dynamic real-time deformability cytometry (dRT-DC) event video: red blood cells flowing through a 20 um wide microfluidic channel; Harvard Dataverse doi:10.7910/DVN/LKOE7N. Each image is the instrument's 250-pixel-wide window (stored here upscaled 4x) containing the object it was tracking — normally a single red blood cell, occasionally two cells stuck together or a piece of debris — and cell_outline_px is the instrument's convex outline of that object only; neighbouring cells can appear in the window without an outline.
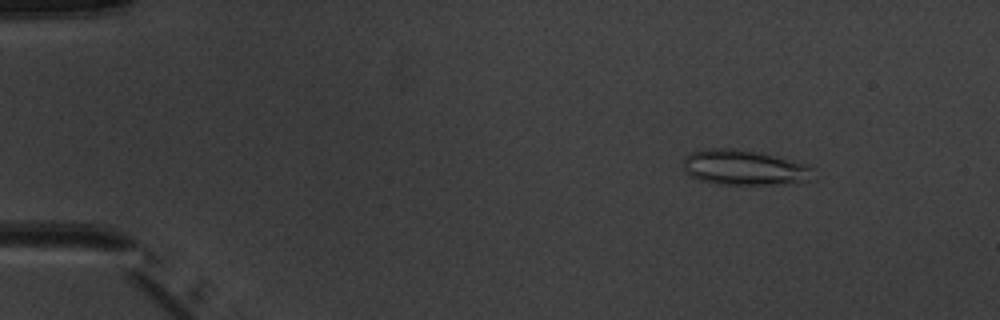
{"species": "common noctule bat (a hibernating species)", "species_latin": "Nyctalus noctula", "temperature_condition": "warm", "stored_images_in_passage": 7, "camera_frame_rate_fps": 3000, "um_per_image_px": 0.085, "animal": {"sex": "male", "body_mass_g": 20.1, "forearm_length_mm": 53.5}, "frame": {"image": 1, "passage_image": 2, "time_ms": 1.333, "image_size_px": [1000, 320], "cell_outline_px": [[816, 180], [784, 184], [720, 184], [700, 180], [688, 176], [684, 168], [684, 156], [692, 152], [704, 148], [736, 148], [764, 152], [808, 164], [812, 168]], "centroid_in_image_um": [63.31, 14.23], "position_along_channel_um": 21.7, "area_um2": 27.34}}
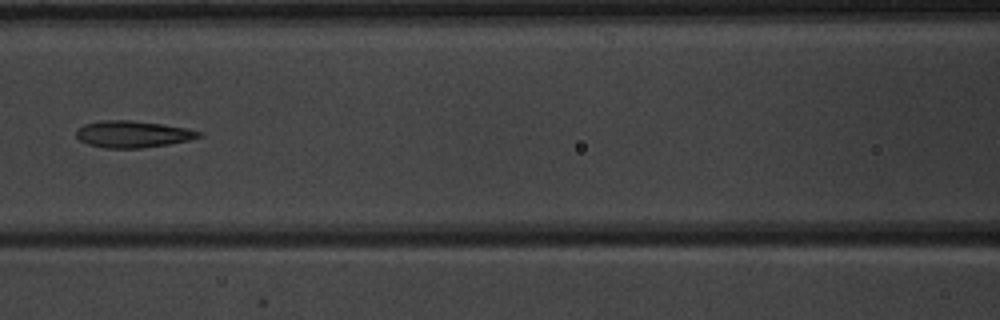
{"frame": {"image": 2, "passage_image": 6, "time_ms": 7.0, "image_size_px": [1000, 320], "cell_outline_px": [[204, 136], [188, 140], [168, 144], [140, 148], [104, 148], [88, 144], [80, 140], [76, 136], [76, 132], [84, 124], [100, 120], [132, 120], [164, 124], [188, 128], [204, 132]], "centroid_in_image_um": [11.33, 11.39], "position_along_channel_um": 155.3, "area_um2": 19.25}}
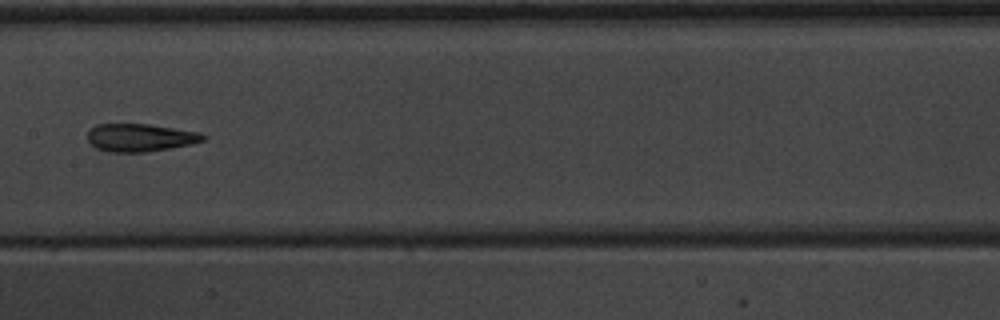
{"frame": {"image": 3, "passage_image": 7, "time_ms": 8.0, "image_size_px": [1000, 320], "cell_outline_px": [[208, 136], [204, 140], [192, 144], [148, 152], [108, 152], [96, 148], [88, 140], [88, 132], [96, 124], [148, 124], [200, 132]], "centroid_in_image_um": [11.94, 11.7], "position_along_channel_um": 195.5, "area_um2": 18.79}}